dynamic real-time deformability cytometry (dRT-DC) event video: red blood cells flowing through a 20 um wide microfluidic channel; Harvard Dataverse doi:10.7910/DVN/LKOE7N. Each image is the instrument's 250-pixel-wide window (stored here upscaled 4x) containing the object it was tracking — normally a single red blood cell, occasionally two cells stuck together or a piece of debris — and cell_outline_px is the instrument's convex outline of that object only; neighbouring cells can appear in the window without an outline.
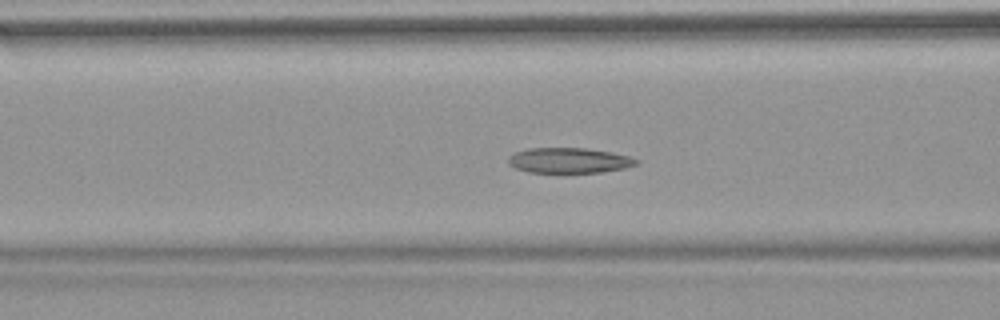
{"species": "common noctule bat (a hibernating species)", "species_latin": "Nyctalus noctula", "temperature_condition": "warm", "stored_images_in_passage": 54, "camera_frame_rate_fps": 3000, "um_per_image_px": 0.085, "animal": {"sex": "female", "body_mass_g": 18.4}, "frame": {"image": 1, "passage_image": 22, "time_ms": 7.0, "image_size_px": [1000, 320], "cell_outline_px": [[640, 160], [636, 164], [624, 168], [604, 172], [528, 172], [516, 168], [508, 164], [508, 156], [516, 152], [528, 148], [584, 148], [612, 152], [628, 156]], "centroid_in_image_um": [48.36, 13.63], "position_along_channel_um": 118.2, "area_um2": 18.79}}
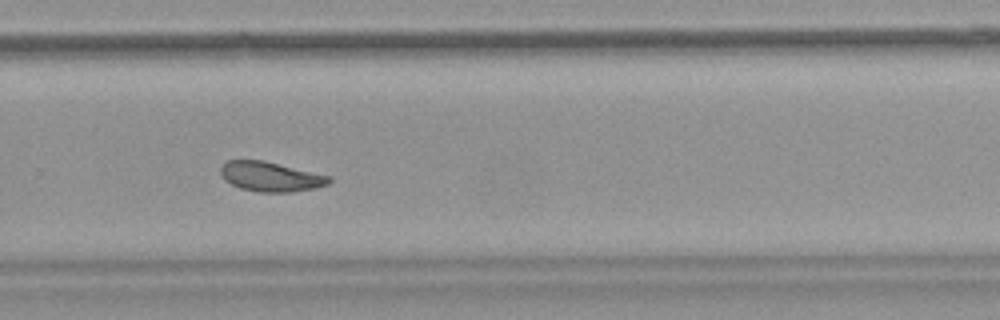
{"frame": {"image": 2, "passage_image": 37, "time_ms": 12.0, "image_size_px": [1000, 320], "cell_outline_px": [[332, 180], [328, 184], [316, 188], [292, 192], [260, 192], [240, 188], [224, 180], [220, 172], [220, 168], [228, 160], [264, 160], [332, 176]], "centroid_in_image_um": [23.04, 15.01], "position_along_channel_um": 306.8, "area_um2": 18.9}}
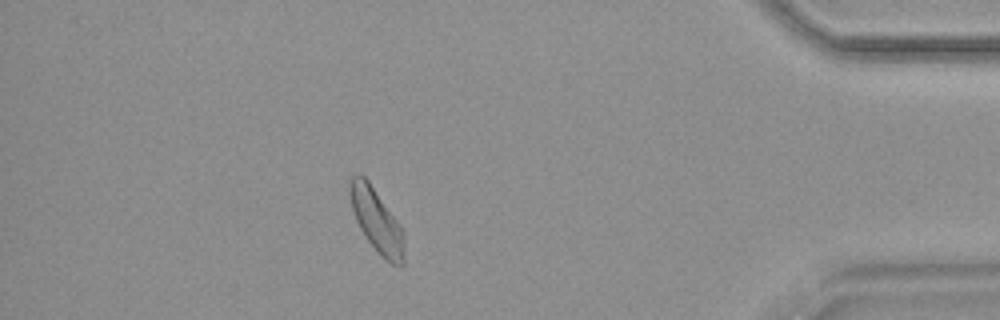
{"frame": {"image": 3, "passage_image": 48, "time_ms": 15.667, "image_size_px": [1000, 320], "cell_outline_px": [[404, 264], [400, 268], [384, 260], [380, 256], [368, 240], [360, 228], [356, 220], [352, 208], [352, 176], [356, 172], [360, 172], [368, 180], [400, 224], [404, 232]], "centroid_in_image_um": [32.08, 18.82], "position_along_channel_um": 403.1, "area_um2": 19.88}, "authors_computed_cell_mechanics": {"area_um2": 19.9121, "velocity_mm_per_s": 3.7806, "shape_relaxation_time_tau1_ms": 7.8071, "shape_relaxation_time_tau2_ms": 2.0947, "deformation_change_tau1": 0.1691, "deformation_change_tau2": 0.0757}}